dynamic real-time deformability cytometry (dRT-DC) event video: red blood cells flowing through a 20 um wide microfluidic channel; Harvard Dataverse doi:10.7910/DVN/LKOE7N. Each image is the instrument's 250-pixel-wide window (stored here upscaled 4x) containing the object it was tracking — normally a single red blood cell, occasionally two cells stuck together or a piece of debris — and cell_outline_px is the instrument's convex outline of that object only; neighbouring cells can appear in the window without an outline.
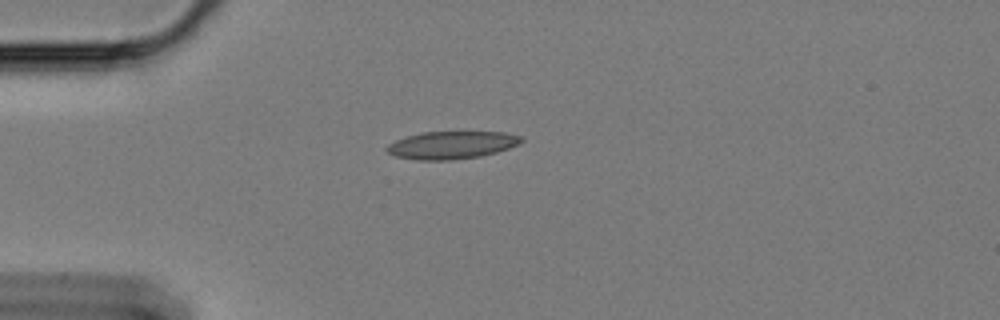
{"species": "Egyptian fruit bat (a non-hibernating species)", "species_latin": "Rousettus aegyptiacus", "temperature_condition": "cold", "stored_images_in_passage": 31, "camera_frame_rate_fps": 3000, "um_per_image_px": 0.085, "animal": {"sex": "female"}, "frame": {"image": 1, "passage_image": 1, "time_ms": 0.0, "image_size_px": [1000, 320], "cell_outline_px": [[524, 140], [520, 144], [496, 152], [480, 156], [452, 160], [416, 160], [396, 156], [388, 152], [384, 148], [388, 144], [396, 140], [408, 136], [424, 132], [464, 128], [504, 132], [520, 136]], "centroid_in_image_um": [38.44, 12.27], "position_along_channel_um": 46.6, "area_um2": 22.72}}
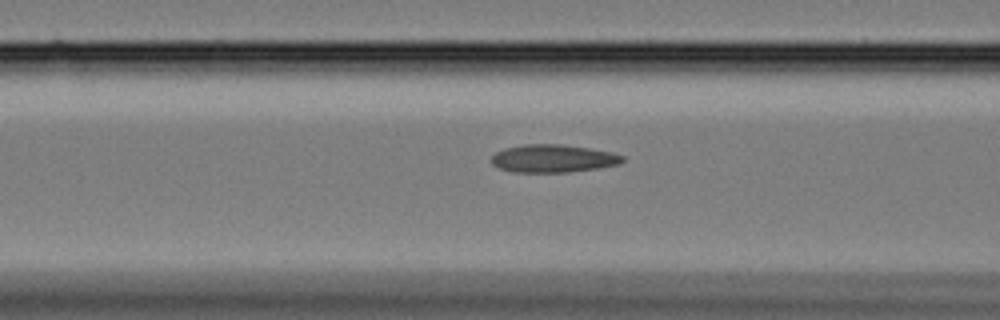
{"frame": {"image": 2, "passage_image": 9, "time_ms": 2.667, "image_size_px": [1000, 320], "cell_outline_px": [[624, 160], [616, 164], [596, 168], [564, 172], [512, 172], [500, 168], [492, 164], [492, 156], [496, 152], [504, 148], [524, 144], [560, 144], [588, 148], [612, 152], [624, 156]], "centroid_in_image_um": [46.97, 13.46], "position_along_channel_um": 119.6, "area_um2": 21.04}}
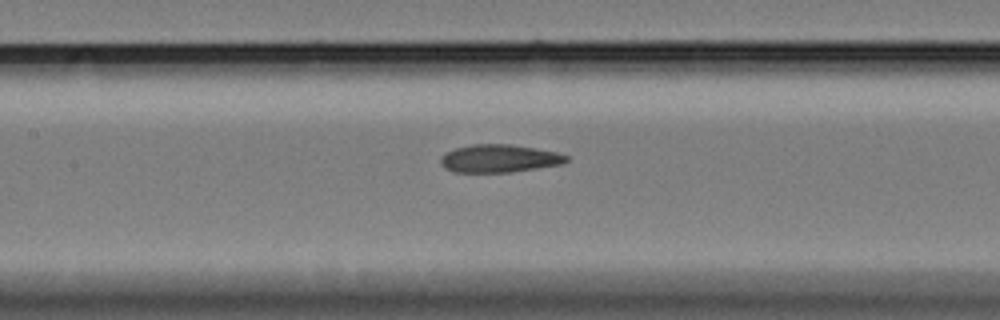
{"frame": {"image": 3, "passage_image": 13, "time_ms": 4.0, "image_size_px": [1000, 320], "cell_outline_px": [[568, 160], [564, 164], [512, 172], [456, 172], [440, 164], [440, 156], [444, 152], [456, 148], [472, 144], [512, 144], [556, 152], [568, 156]], "centroid_in_image_um": [42.44, 13.47], "position_along_channel_um": 165.0, "area_um2": 20.46}}